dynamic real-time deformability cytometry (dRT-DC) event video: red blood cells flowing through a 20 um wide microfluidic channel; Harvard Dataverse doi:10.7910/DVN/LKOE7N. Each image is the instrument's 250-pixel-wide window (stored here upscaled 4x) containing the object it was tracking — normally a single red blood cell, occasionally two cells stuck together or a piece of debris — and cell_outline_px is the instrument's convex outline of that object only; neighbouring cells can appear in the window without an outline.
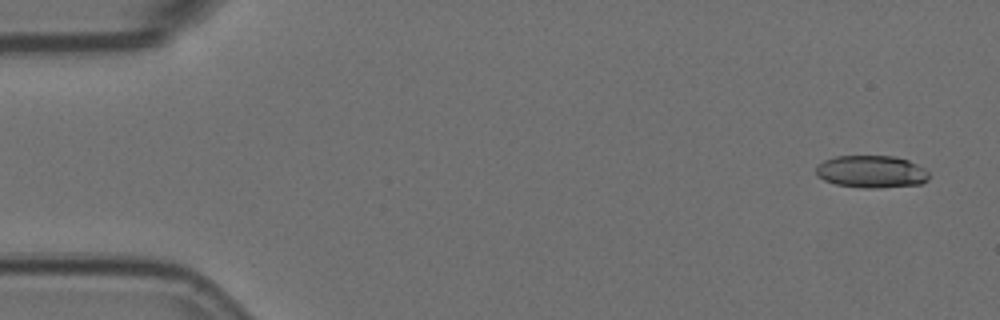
{"species": "Egyptian fruit bat (a non-hibernating species)", "species_latin": "Rousettus aegyptiacus", "temperature_condition": "room temperature", "stored_images_in_passage": 5, "camera_frame_rate_fps": 3000, "um_per_image_px": 0.085, "animal": {"sex": "female"}, "frame": {"image": 1, "passage_image": 1, "time_ms": 0.0, "image_size_px": [1000, 320], "cell_outline_px": [[928, 180], [920, 184], [880, 188], [864, 188], [836, 184], [824, 180], [816, 172], [816, 168], [824, 160], [836, 156], [896, 156], [908, 160], [924, 168], [928, 172]], "centroid_in_image_um": [74.09, 14.59], "position_along_channel_um": 10.9, "area_um2": 21.21}}
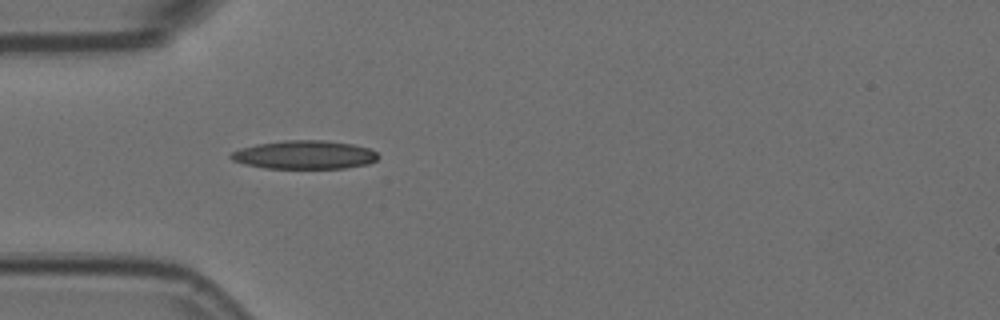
{"frame": {"image": 2, "passage_image": 5, "time_ms": 1.333, "image_size_px": [1000, 320], "cell_outline_px": [[380, 156], [376, 160], [368, 164], [344, 168], [264, 168], [244, 164], [232, 160], [228, 156], [232, 152], [240, 148], [256, 144], [284, 140], [324, 140], [352, 144], [368, 148], [376, 152]], "centroid_in_image_um": [25.86, 13.15], "position_along_channel_um": 59.1, "area_um2": 24.51}}